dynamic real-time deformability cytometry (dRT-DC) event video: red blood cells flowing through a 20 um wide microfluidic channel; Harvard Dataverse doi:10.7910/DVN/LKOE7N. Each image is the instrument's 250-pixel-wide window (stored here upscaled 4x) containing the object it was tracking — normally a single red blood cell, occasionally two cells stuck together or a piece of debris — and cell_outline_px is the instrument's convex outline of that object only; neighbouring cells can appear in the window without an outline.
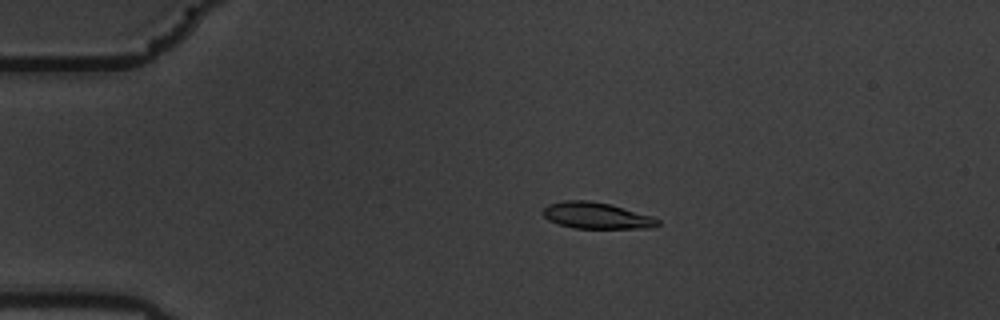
{"species": "common noctule bat (a hibernating species)", "species_latin": "Nyctalus noctula", "temperature_condition": "warm", "stored_images_in_passage": 59, "camera_frame_rate_fps": 3000, "um_per_image_px": 0.085, "animal": {"sex": "male", "body_mass_g": 19.5, "forearm_length_mm": 54.6}, "frame": {"image": 1, "passage_image": 13, "time_ms": 4.0, "image_size_px": [1000, 320], "cell_outline_px": [[660, 224], [652, 228], [572, 228], [548, 220], [540, 212], [548, 204], [564, 200], [588, 200], [608, 204], [652, 216], [660, 220]], "centroid_in_image_um": [50.67, 18.33], "position_along_channel_um": 34.3, "area_um2": 17.57}}
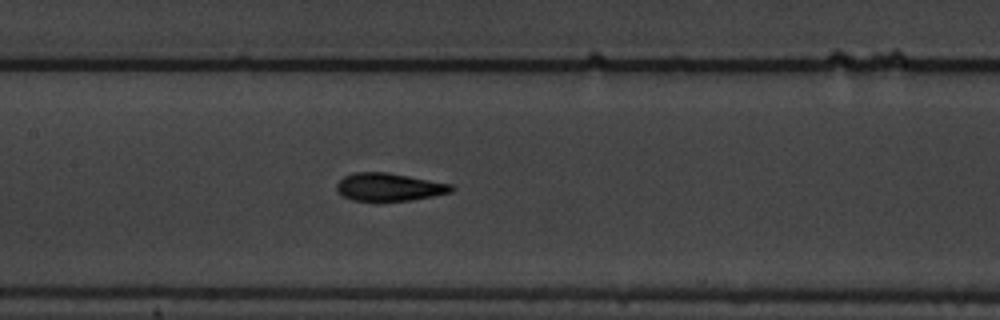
{"frame": {"image": 2, "passage_image": 29, "time_ms": 9.333, "image_size_px": [1000, 320], "cell_outline_px": [[456, 188], [452, 192], [412, 200], [380, 204], [352, 200], [340, 196], [336, 192], [336, 184], [344, 176], [352, 172], [388, 172], [452, 184]], "centroid_in_image_um": [33.02, 15.94], "position_along_channel_um": 174.4, "area_um2": 19.59}}
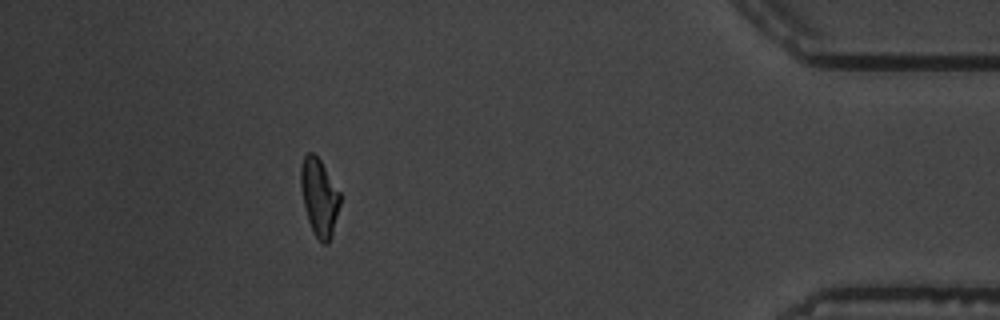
{"frame": {"image": 3, "passage_image": 53, "time_ms": 17.333, "image_size_px": [1000, 320], "cell_outline_px": [[340, 204], [332, 236], [328, 244], [324, 244], [316, 236], [308, 220], [304, 204], [300, 184], [300, 168], [304, 156], [308, 152], [312, 152], [320, 160], [340, 192]], "centroid_in_image_um": [27.14, 16.75], "position_along_channel_um": 408.1, "area_um2": 17.51}, "authors_computed_cell_mechanics": {"area_um2": 17.8024, "velocity_mm_per_s": 3.5175, "shape_relaxation_time_tau1_ms": 3.6346, "shape_relaxation_time_tau2_ms": 2.4301, "deformation_change_tau1": 0.1794, "deformation_change_tau2": 0.0643}}